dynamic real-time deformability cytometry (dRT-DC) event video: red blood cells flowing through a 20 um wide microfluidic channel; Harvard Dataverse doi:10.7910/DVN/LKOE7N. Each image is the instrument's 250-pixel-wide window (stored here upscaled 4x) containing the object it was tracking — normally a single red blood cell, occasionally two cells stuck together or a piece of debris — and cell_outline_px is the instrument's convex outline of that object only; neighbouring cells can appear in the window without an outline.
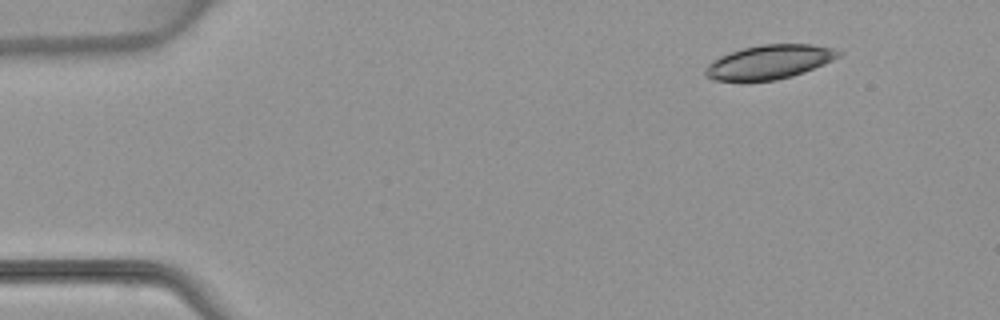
{"species": "common noctule bat (a hibernating species)", "species_latin": "Nyctalus noctula", "temperature_condition": "warm", "stored_images_in_passage": 5, "camera_frame_rate_fps": 3000, "um_per_image_px": 0.085, "animal": {"sex": "female", "body_mass_g": 22.7, "forearm_length_mm": 54.2}, "frame": {"image": 1, "passage_image": 1, "time_ms": 0.0, "image_size_px": [1000, 320], "cell_outline_px": [[844, 52], [840, 56], [824, 64], [804, 72], [792, 76], [776, 80], [740, 84], [712, 80], [704, 76], [704, 68], [712, 60], [720, 56], [744, 48], [764, 44], [812, 44], [832, 48]], "centroid_in_image_um": [65.32, 5.32], "position_along_channel_um": 19.7, "area_um2": 27.22}}
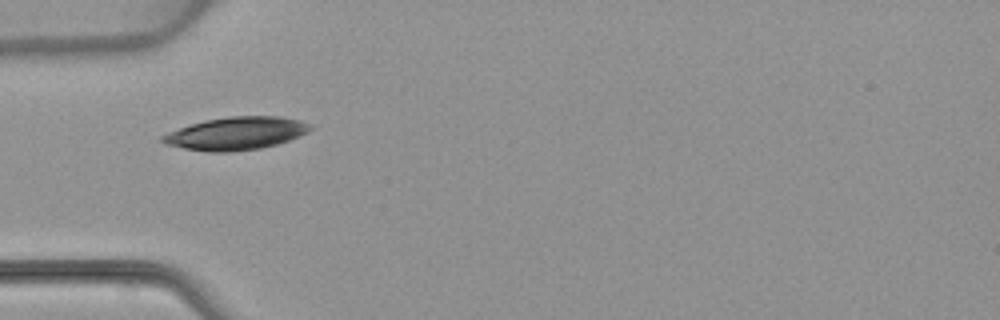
{"frame": {"image": 2, "passage_image": 4, "time_ms": 3.333, "image_size_px": [1000, 320], "cell_outline_px": [[316, 128], [308, 132], [288, 140], [276, 144], [260, 148], [228, 152], [208, 152], [184, 148], [164, 144], [160, 140], [160, 136], [168, 132], [204, 120], [228, 116], [280, 116], [300, 120], [312, 124]], "centroid_in_image_um": [20.08, 11.33], "position_along_channel_um": 64.9, "area_um2": 28.38}}
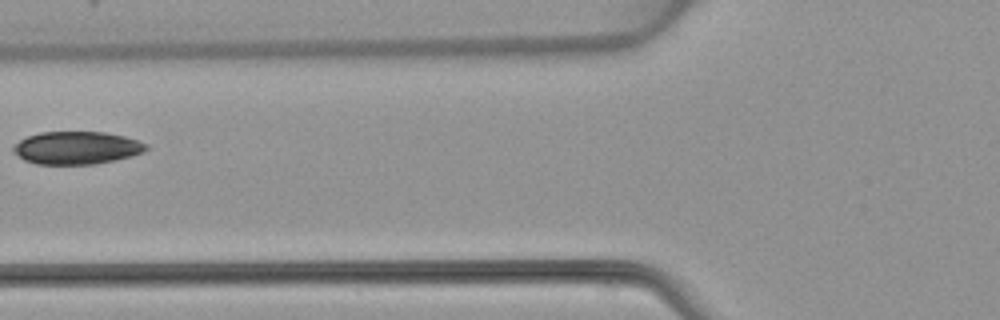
{"frame": {"image": 3, "passage_image": 5, "time_ms": 4.667, "image_size_px": [1000, 320], "cell_outline_px": [[148, 148], [144, 152], [132, 156], [96, 164], [36, 164], [24, 160], [12, 152], [12, 144], [28, 136], [40, 132], [104, 132], [124, 136], [148, 144]], "centroid_in_image_um": [6.49, 12.57], "position_along_channel_um": 119.3, "area_um2": 25.49}}